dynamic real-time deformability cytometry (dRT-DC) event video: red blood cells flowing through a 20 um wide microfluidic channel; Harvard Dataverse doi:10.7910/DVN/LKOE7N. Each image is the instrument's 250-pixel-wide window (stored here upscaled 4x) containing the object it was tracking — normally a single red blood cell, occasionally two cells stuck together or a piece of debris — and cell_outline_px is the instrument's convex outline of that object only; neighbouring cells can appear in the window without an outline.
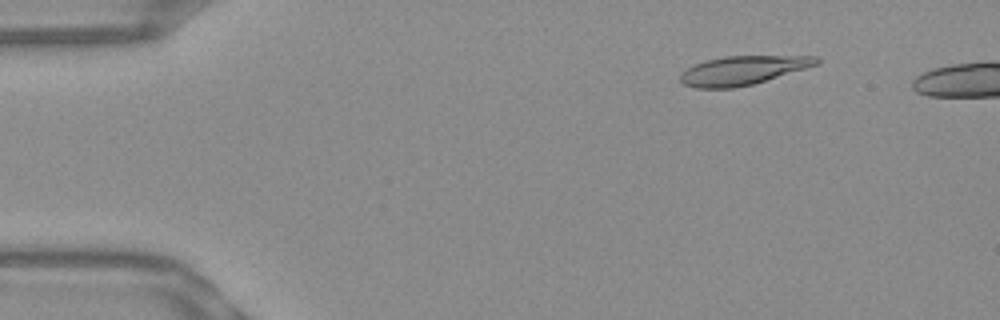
{"species": "Egyptian fruit bat (a non-hibernating species)", "species_latin": "Rousettus aegyptiacus", "temperature_condition": "warm", "stored_images_in_passage": 49, "camera_frame_rate_fps": 3000, "um_per_image_px": 0.085, "frame": {"image": 1, "passage_image": 7, "time_ms": 2.0, "image_size_px": [1000, 320], "cell_outline_px": [[820, 64], [752, 84], [732, 88], [696, 88], [684, 84], [680, 80], [680, 72], [696, 64], [708, 60], [724, 56], [816, 56], [820, 60]], "centroid_in_image_um": [63.14, 5.98], "position_along_channel_um": 21.9, "area_um2": 22.66}}
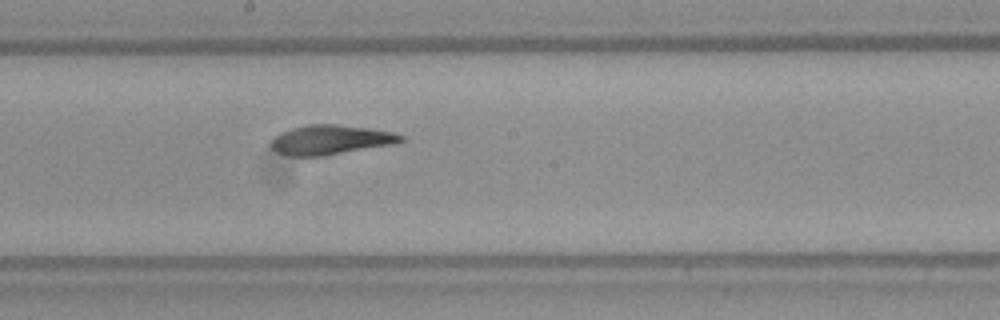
{"frame": {"image": 2, "passage_image": 29, "time_ms": 9.333, "image_size_px": [1000, 320], "cell_outline_px": [[404, 140], [400, 144], [324, 156], [288, 156], [272, 148], [272, 140], [280, 132], [292, 128], [308, 124], [336, 124], [368, 128], [392, 132], [404, 136]], "centroid_in_image_um": [28.18, 11.89], "position_along_channel_um": 220.0, "area_um2": 22.54}}
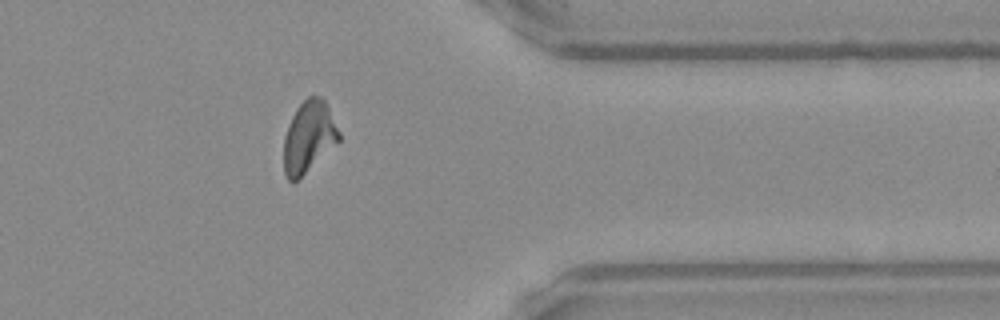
{"frame": {"image": 3, "passage_image": 43, "time_ms": 14.0, "image_size_px": [1000, 320], "cell_outline_px": [[340, 140], [292, 184], [288, 180], [284, 172], [284, 136], [288, 124], [296, 108], [308, 96], [320, 96], [324, 100], [340, 132]], "centroid_in_image_um": [26.22, 11.62], "position_along_channel_um": 385.2, "area_um2": 22.66}, "authors_computed_cell_mechanics": {"area_um2": 22.7732, "velocity_mm_per_s": 3.8399, "shape_relaxation_time_tau1_ms": null, "shape_relaxation_time_tau2_ms": 1.0065, "deformation_change_tau1": null, "deformation_change_tau2": 0.0862}}